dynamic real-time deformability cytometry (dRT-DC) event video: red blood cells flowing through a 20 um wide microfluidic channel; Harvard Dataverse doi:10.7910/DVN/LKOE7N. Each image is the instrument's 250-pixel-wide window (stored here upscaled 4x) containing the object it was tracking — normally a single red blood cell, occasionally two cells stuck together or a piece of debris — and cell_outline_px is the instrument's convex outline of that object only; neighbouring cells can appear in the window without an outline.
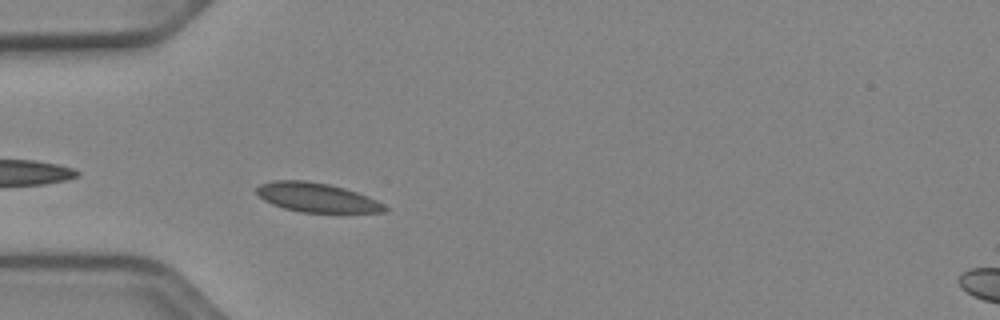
{"species": "Egyptian fruit bat (a non-hibernating species)", "species_latin": "Rousettus aegyptiacus", "temperature_condition": "cold", "stored_images_in_passage": 41, "camera_frame_rate_fps": 3000, "um_per_image_px": 0.085, "animal": {"sex": "female"}, "frame": {"image": 1, "passage_image": 4, "time_ms": 1.0, "image_size_px": [1000, 320], "cell_outline_px": [[388, 208], [384, 212], [300, 212], [284, 208], [272, 204], [264, 200], [256, 192], [256, 188], [260, 184], [272, 180], [304, 180], [328, 184], [344, 188], [368, 196], [384, 204]], "centroid_in_image_um": [26.9, 16.78], "position_along_channel_um": 58.1, "area_um2": 21.68}}
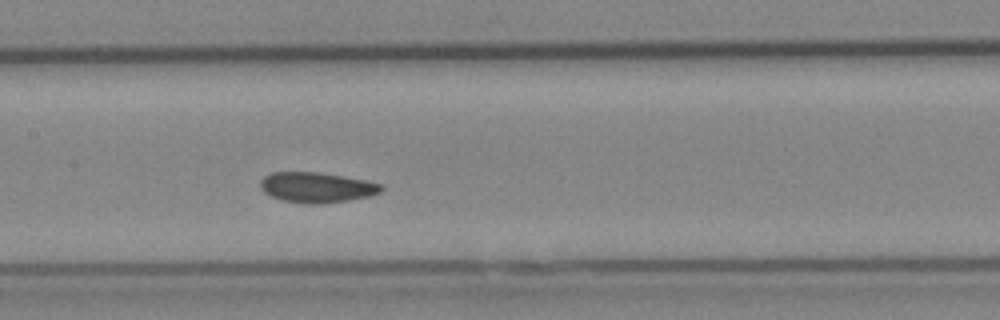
{"frame": {"image": 2, "passage_image": 14, "time_ms": 4.333, "image_size_px": [1000, 320], "cell_outline_px": [[384, 188], [380, 192], [368, 196], [348, 200], [320, 204], [304, 204], [280, 200], [264, 192], [260, 188], [260, 180], [264, 176], [272, 172], [316, 172], [364, 180], [384, 184]], "centroid_in_image_um": [26.89, 15.93], "position_along_channel_um": 180.5, "area_um2": 21.33}}
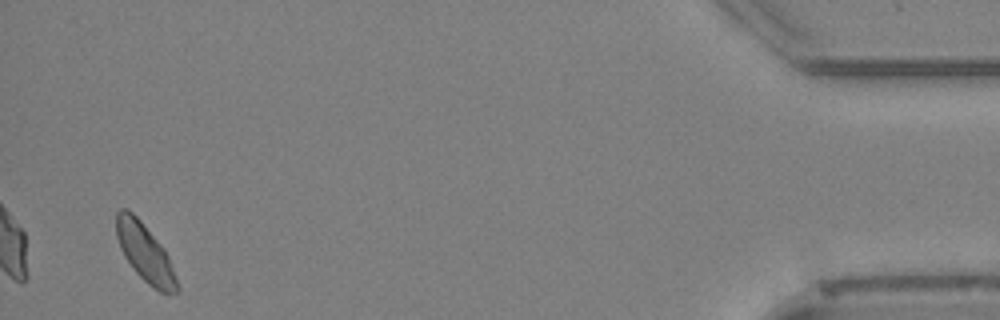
{"frame": {"image": 3, "passage_image": 39, "time_ms": 12.667, "image_size_px": [1000, 320], "cell_outline_px": [[180, 288], [176, 292], [168, 296], [160, 292], [148, 284], [132, 268], [124, 256], [120, 248], [116, 236], [116, 212], [120, 208], [128, 208], [140, 220], [164, 248], [168, 256]], "centroid_in_image_um": [12.32, 21.5], "position_along_channel_um": 422.9, "area_um2": 20.58}, "authors_computed_cell_mechanics": {"area_um2": 20.5768, "velocity_mm_per_s": 3.8418, "shape_relaxation_time_tau1_ms": 6.7726, "shape_relaxation_time_tau2_ms": null, "deformation_change_tau1": 0.0894, "deformation_change_tau2": null}}